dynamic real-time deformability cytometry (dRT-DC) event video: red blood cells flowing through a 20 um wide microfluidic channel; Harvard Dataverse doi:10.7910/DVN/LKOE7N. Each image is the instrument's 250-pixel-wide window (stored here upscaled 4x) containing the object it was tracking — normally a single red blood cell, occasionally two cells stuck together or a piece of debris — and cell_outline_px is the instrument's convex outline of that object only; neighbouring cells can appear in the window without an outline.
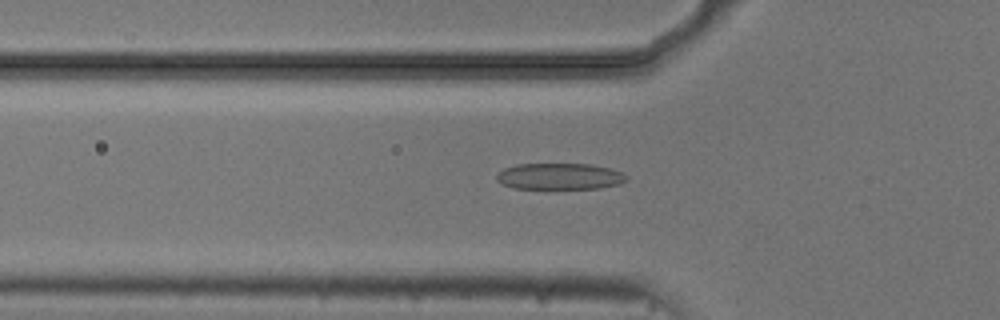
{"species": "common noctule bat (a hibernating species)", "species_latin": "Nyctalus noctula", "temperature_condition": "cold", "stored_images_in_passage": 54, "camera_frame_rate_fps": 3000, "um_per_image_px": 0.085, "animal": {"sex": "male", "body_mass_g": 20.5, "forearm_length_mm": 52.5}, "frame": {"image": 1, "passage_image": 18, "time_ms": 5.667, "image_size_px": [1000, 320], "cell_outline_px": [[628, 180], [620, 184], [600, 188], [512, 188], [496, 180], [496, 176], [504, 168], [516, 164], [592, 164], [612, 168], [624, 172], [628, 176]], "centroid_in_image_um": [47.64, 14.98], "position_along_channel_um": 78.2, "area_um2": 20.06}}
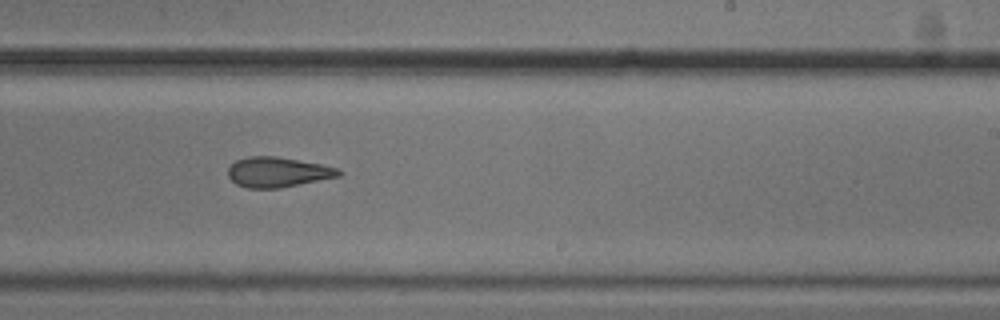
{"frame": {"image": 2, "passage_image": 33, "time_ms": 10.667, "image_size_px": [1000, 320], "cell_outline_px": [[344, 172], [340, 176], [280, 188], [248, 188], [236, 184], [228, 176], [228, 168], [236, 160], [248, 156], [276, 156], [320, 164], [340, 168]], "centroid_in_image_um": [23.63, 14.63], "position_along_channel_um": 265.4, "area_um2": 19.42}}
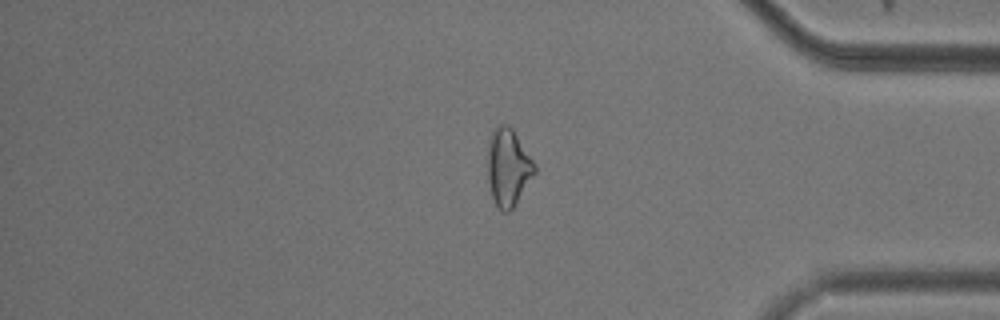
{"frame": {"image": 3, "passage_image": 45, "time_ms": 14.667, "image_size_px": [1000, 320], "cell_outline_px": [[536, 172], [516, 204], [508, 212], [504, 212], [496, 204], [492, 196], [488, 180], [488, 148], [492, 132], [500, 124], [508, 124], [512, 128], [536, 164]], "centroid_in_image_um": [43.21, 14.22], "position_along_channel_um": 392.0, "area_um2": 20.98}, "authors_computed_cell_mechanics": {"area_um2": 20.8947, "velocity_mm_per_s": 3.7268, "shape_relaxation_time_tau1_ms": 7.4913, "shape_relaxation_time_tau2_ms": 2.6537, "deformation_change_tau1": 0.1953, "deformation_change_tau2": 0.1173}}